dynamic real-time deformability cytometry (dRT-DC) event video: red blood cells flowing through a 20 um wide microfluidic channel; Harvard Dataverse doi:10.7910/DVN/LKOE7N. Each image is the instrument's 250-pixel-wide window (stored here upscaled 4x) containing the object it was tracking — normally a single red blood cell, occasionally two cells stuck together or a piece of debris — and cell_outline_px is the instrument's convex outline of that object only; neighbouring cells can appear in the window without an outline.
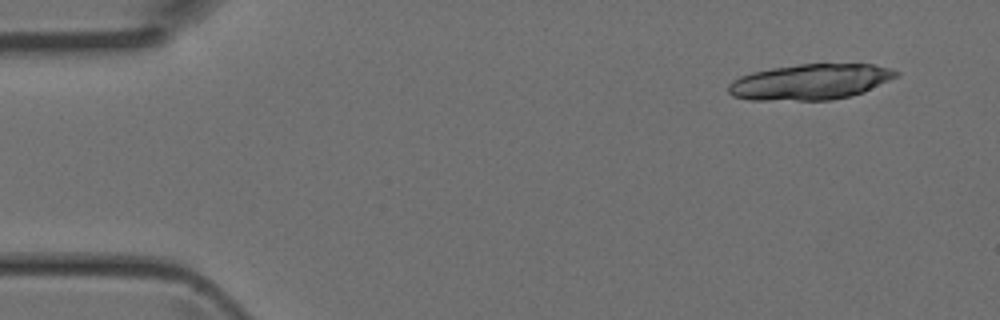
{"species": "Egyptian fruit bat (a non-hibernating species)", "species_latin": "Rousettus aegyptiacus", "temperature_condition": "room temperature", "stored_images_in_passage": 5, "camera_frame_rate_fps": 3000, "um_per_image_px": 0.085, "animal": {"sex": "female"}, "frame": {"image": 1, "passage_image": 1, "time_ms": 0.0, "image_size_px": [1000, 320], "cell_outline_px": [[900, 76], [864, 92], [832, 100], [748, 100], [732, 96], [728, 92], [728, 84], [732, 80], [740, 76], [752, 72], [772, 68], [800, 64], [872, 64], [888, 68], [900, 72]], "centroid_in_image_um": [68.87, 6.96], "position_along_channel_um": 16.1, "area_um2": 35.03}}